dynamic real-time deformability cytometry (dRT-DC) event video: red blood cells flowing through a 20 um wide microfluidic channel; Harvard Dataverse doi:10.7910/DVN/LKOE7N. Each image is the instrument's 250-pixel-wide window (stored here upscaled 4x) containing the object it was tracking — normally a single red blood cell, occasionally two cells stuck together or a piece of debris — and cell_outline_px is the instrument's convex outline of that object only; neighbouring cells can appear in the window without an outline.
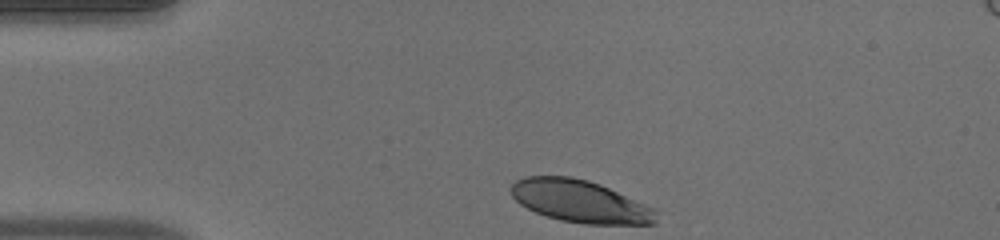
{"species": "human", "species_latin": "Homo sapiens", "temperature_condition": "warm", "stored_images_in_passage": 33, "camera_frame_rate_fps": 3000, "um_per_image_px": 0.085, "donor": {"sex": "male"}, "frame": {"image": 1, "passage_image": 1, "time_ms": 0.0, "image_size_px": [1000, 240], "cell_outline_px": [[656, 224], [584, 224], [560, 220], [536, 212], [520, 204], [512, 196], [512, 184], [516, 180], [524, 176], [572, 176], [588, 180], [600, 184], [644, 204], [652, 208], [656, 212]], "centroid_in_image_um": [49.28, 17.11], "position_along_channel_um": 35.7, "area_um2": 35.49}}
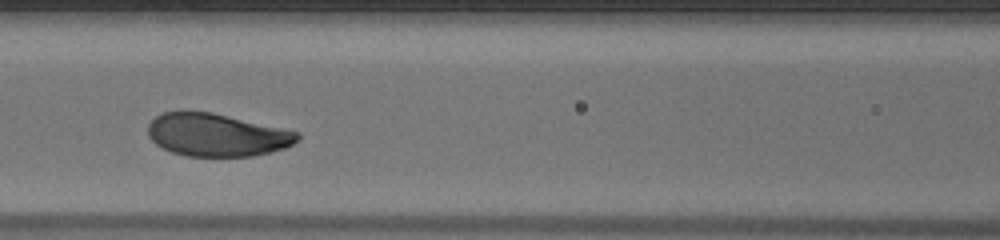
{"frame": {"image": 2, "passage_image": 13, "time_ms": 4.0, "image_size_px": [1000, 240], "cell_outline_px": [[300, 140], [284, 148], [272, 152], [252, 156], [184, 156], [172, 152], [156, 144], [148, 136], [148, 124], [156, 116], [164, 112], [212, 112], [300, 132]], "centroid_in_image_um": [18.45, 11.48], "position_along_channel_um": 148.2, "area_um2": 37.17}}
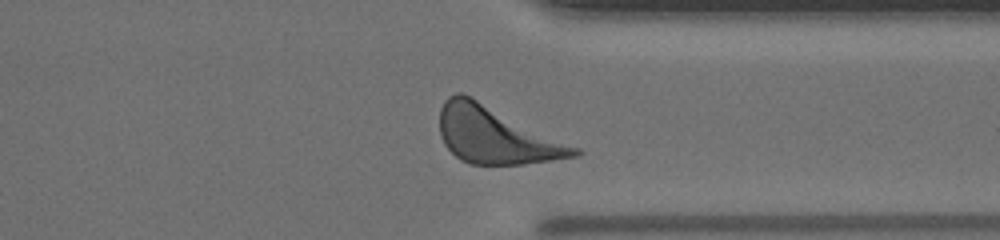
{"frame": {"image": 3, "passage_image": 30, "time_ms": 9.667, "image_size_px": [1000, 240], "cell_outline_px": [[584, 152], [580, 156], [524, 164], [468, 164], [460, 160], [444, 144], [440, 136], [440, 108], [444, 100], [448, 96], [456, 92], [460, 92], [472, 96], [580, 148]], "centroid_in_image_um": [42.16, 11.48], "position_along_channel_um": 369.2, "area_um2": 44.91}, "authors_computed_cell_mechanics": {"area_um2": 38.6682, "velocity_mm_per_s": 3.9253, "shape_relaxation_time_tau1_ms": 2.3003, "shape_relaxation_time_tau2_ms": null, "deformation_change_tau1": 0.1363, "deformation_change_tau2": null}}